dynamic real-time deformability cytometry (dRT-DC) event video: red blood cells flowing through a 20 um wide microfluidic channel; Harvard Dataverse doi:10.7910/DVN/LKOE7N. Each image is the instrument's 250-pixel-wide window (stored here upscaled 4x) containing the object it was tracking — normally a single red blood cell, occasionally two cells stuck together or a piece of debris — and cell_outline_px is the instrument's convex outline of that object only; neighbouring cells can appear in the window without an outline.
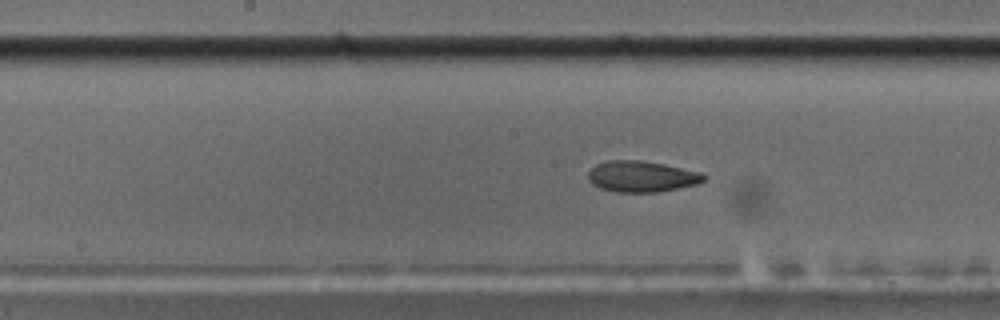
{"species": "common noctule bat (a hibernating species)", "species_latin": "Nyctalus noctula", "temperature_condition": "cold", "stored_images_in_passage": 41, "segment_of_instrument_passage": [1, 2], "camera_frame_rate_fps": 3000, "um_per_image_px": 0.085, "animal": {"sex": "male", "body_mass_g": 17.5, "forearm_length_mm": 52.3}, "frame": {"image": 1, "passage_image": 12, "time_ms": 3.667, "image_size_px": [1000, 320], "cell_outline_px": [[708, 176], [704, 180], [696, 184], [656, 192], [616, 192], [600, 188], [592, 184], [588, 180], [588, 172], [596, 164], [608, 160], [640, 160], [664, 164], [700, 172]], "centroid_in_image_um": [54.51, 14.99], "position_along_channel_um": 193.7, "area_um2": 20.87}}
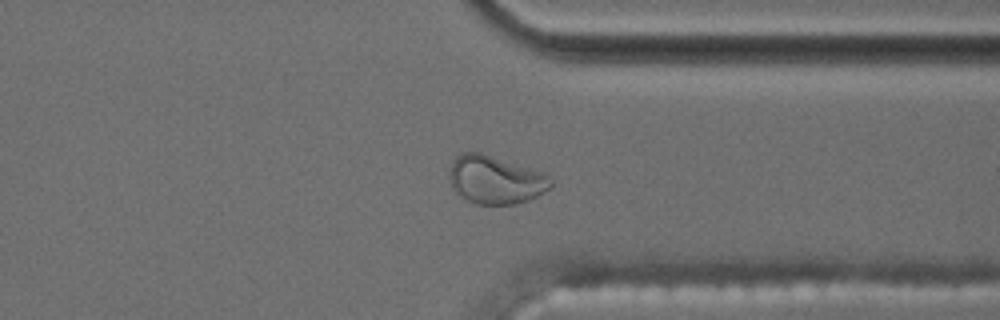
{"frame": {"image": 2, "passage_image": 27, "time_ms": 8.667, "image_size_px": [1000, 320], "cell_outline_px": [[552, 188], [528, 200], [516, 204], [476, 204], [460, 196], [452, 188], [448, 176], [448, 172], [452, 160], [456, 156], [464, 152], [480, 152], [544, 172], [552, 180]], "centroid_in_image_um": [42.09, 15.28], "position_along_channel_um": 369.3, "area_um2": 28.67}}
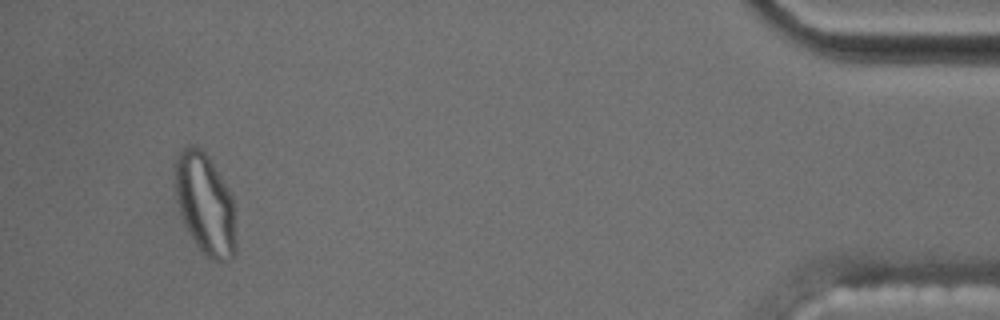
{"frame": {"image": 3, "passage_image": 37, "time_ms": 12.0, "image_size_px": [1000, 320], "cell_outline_px": [[236, 252], [232, 260], [224, 264], [204, 256], [196, 244], [180, 212], [176, 196], [176, 160], [180, 152], [188, 144], [192, 144], [200, 148], [204, 152], [228, 188], [232, 196], [236, 244]], "centroid_in_image_um": [17.48, 17.41], "position_along_channel_um": 417.7, "area_um2": 35.43}}